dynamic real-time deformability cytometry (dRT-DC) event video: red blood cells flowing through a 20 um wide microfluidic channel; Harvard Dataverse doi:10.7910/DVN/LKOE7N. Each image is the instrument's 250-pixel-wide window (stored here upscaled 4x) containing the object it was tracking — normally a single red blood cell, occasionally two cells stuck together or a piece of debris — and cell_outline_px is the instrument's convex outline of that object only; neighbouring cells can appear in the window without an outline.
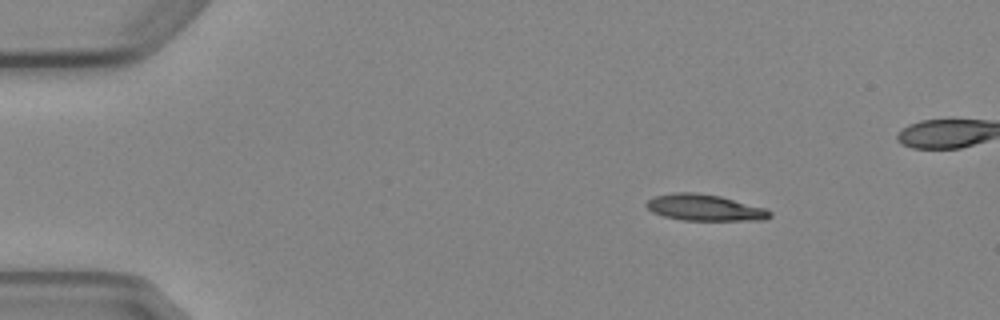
{"species": "Egyptian fruit bat (a non-hibernating species)", "species_latin": "Rousettus aegyptiacus", "temperature_condition": "cold", "stored_images_in_passage": 4, "camera_frame_rate_fps": 3000, "um_per_image_px": 0.085, "animal": {"sex": "female"}, "frame": {"image": 1, "passage_image": 1, "time_ms": 0.0, "image_size_px": [1000, 320], "cell_outline_px": [[772, 216], [764, 220], [684, 220], [664, 216], [652, 212], [644, 204], [652, 196], [672, 192], [696, 192], [720, 196], [764, 208], [772, 212]], "centroid_in_image_um": [59.86, 17.64], "position_along_channel_um": 25.1, "area_um2": 18.96}}